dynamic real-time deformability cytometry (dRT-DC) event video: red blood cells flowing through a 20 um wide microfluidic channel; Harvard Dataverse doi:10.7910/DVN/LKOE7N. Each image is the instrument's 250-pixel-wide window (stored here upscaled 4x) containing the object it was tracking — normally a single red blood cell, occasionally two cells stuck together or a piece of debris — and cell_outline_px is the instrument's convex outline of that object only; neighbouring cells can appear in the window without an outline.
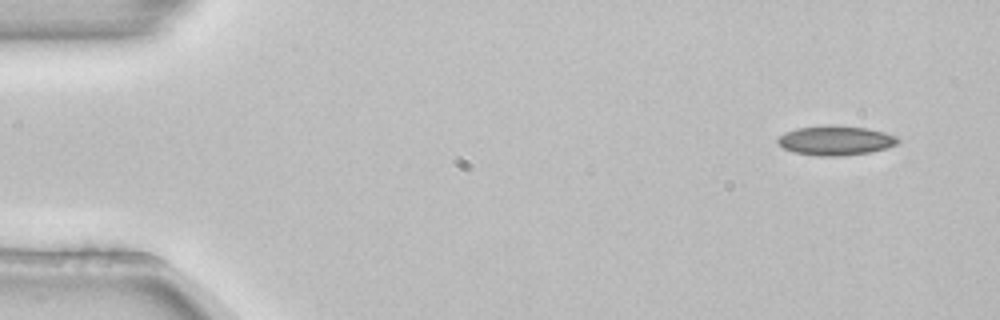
{"species": "common noctule bat (a hibernating species)", "species_latin": "Nyctalus noctula", "temperature_condition": "room temperature", "stored_images_in_passage": 3, "camera_frame_rate_fps": 3000, "um_per_image_px": 0.085, "animal": {"sex": "female", "body_mass_g": 22.7, "forearm_length_mm": 54.2}, "frame": {"image": 1, "passage_image": 1, "time_ms": 0.0, "image_size_px": [1000, 320], "cell_outline_px": [[900, 140], [896, 144], [888, 148], [868, 152], [840, 156], [816, 156], [792, 152], [784, 148], [776, 140], [784, 132], [796, 128], [828, 124], [832, 124], [864, 128], [884, 132], [896, 136]], "centroid_in_image_um": [71.0, 11.93], "position_along_channel_um": 14.0, "area_um2": 20.75}}
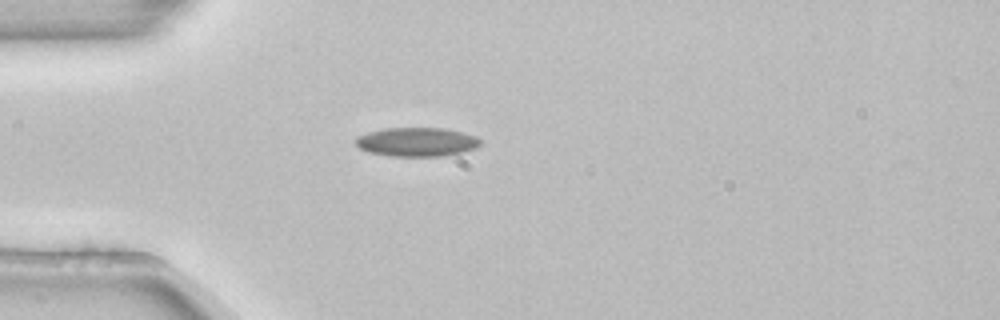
{"frame": {"image": 2, "passage_image": 3, "time_ms": 0.667, "image_size_px": [1000, 320], "cell_outline_px": [[480, 144], [476, 148], [444, 156], [388, 156], [368, 152], [360, 148], [356, 144], [356, 136], [368, 132], [384, 128], [444, 128], [476, 136], [480, 140]], "centroid_in_image_um": [35.39, 12.06], "position_along_channel_um": 49.6, "area_um2": 20.98}}